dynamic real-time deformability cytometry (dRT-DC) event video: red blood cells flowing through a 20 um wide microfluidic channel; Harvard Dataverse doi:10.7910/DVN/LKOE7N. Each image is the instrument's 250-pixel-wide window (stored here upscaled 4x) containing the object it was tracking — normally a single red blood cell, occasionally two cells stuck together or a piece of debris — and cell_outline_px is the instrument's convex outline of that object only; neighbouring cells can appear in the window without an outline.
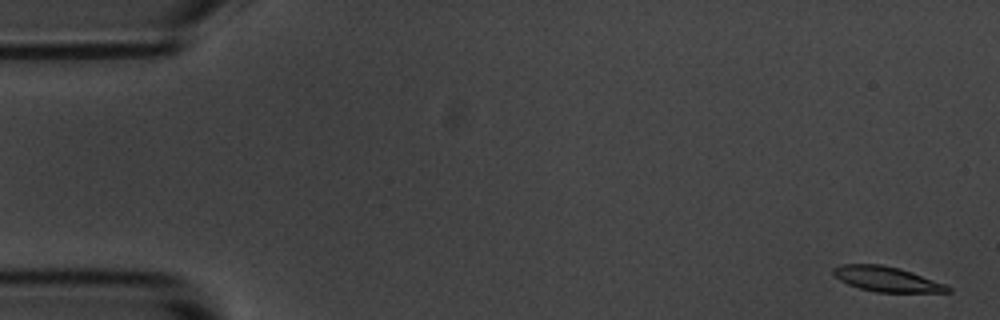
{"species": "common noctule bat (a hibernating species)", "species_latin": "Nyctalus noctula", "temperature_condition": "room temperature", "stored_images_in_passage": 55, "camera_frame_rate_fps": 3000, "um_per_image_px": 0.085, "animal": {"sex": "male", "body_mass_g": 20.1, "forearm_length_mm": 53.5}, "frame": {"image": 1, "passage_image": 1, "time_ms": 0.0, "image_size_px": [1000, 320], "cell_outline_px": [[952, 292], [876, 292], [860, 288], [848, 284], [840, 280], [832, 272], [832, 268], [840, 264], [880, 264], [900, 268], [912, 272], [944, 284], [952, 288]], "centroid_in_image_um": [75.36, 23.72], "position_along_channel_um": 9.6, "area_um2": 16.59}}
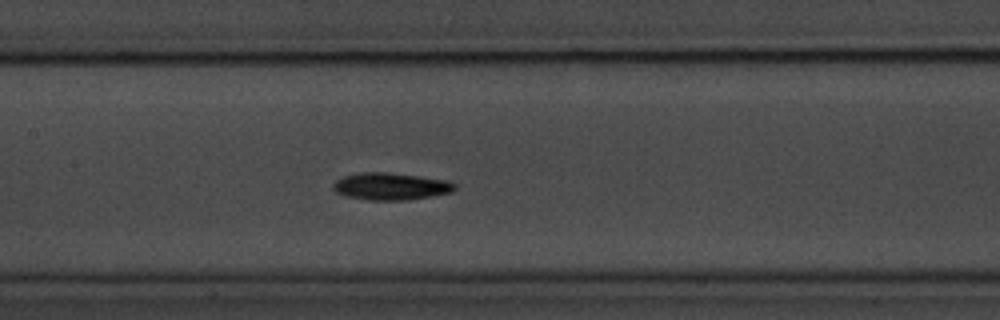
{"frame": {"image": 2, "passage_image": 25, "time_ms": 8.0, "image_size_px": [1000, 320], "cell_outline_px": [[456, 188], [452, 192], [432, 196], [408, 200], [368, 200], [344, 196], [336, 192], [332, 188], [332, 184], [336, 180], [344, 176], [360, 172], [388, 172], [420, 176], [448, 180], [456, 184]], "centroid_in_image_um": [33.21, 15.84], "position_along_channel_um": 174.2, "area_um2": 19.48}}
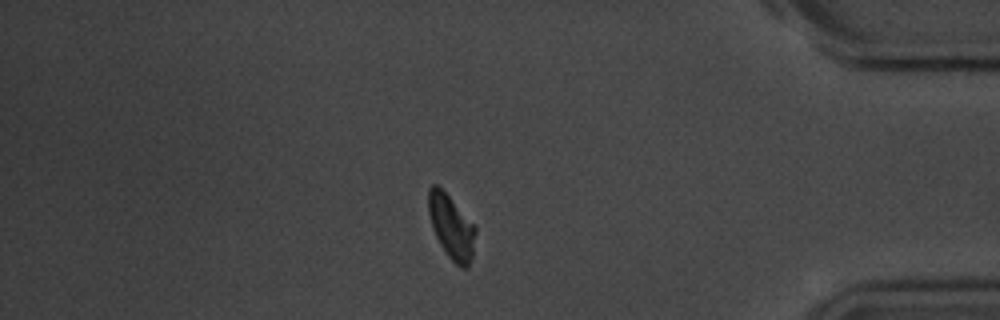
{"frame": {"image": 3, "passage_image": 46, "time_ms": 15.0, "image_size_px": [1000, 320], "cell_outline_px": [[476, 232], [472, 256], [468, 268], [464, 268], [456, 264], [448, 256], [440, 244], [432, 228], [428, 212], [428, 188], [432, 184], [436, 184], [448, 196], [476, 228]], "centroid_in_image_um": [38.34, 19.29], "position_along_channel_um": 396.9, "area_um2": 17.17}, "authors_computed_cell_mechanics": {"area_um2": 17.5712, "velocity_mm_per_s": 3.6678, "shape_relaxation_time_tau1_ms": 2.6742, "shape_relaxation_time_tau2_ms": null, "deformation_change_tau1": 0.1094, "deformation_change_tau2": null}}